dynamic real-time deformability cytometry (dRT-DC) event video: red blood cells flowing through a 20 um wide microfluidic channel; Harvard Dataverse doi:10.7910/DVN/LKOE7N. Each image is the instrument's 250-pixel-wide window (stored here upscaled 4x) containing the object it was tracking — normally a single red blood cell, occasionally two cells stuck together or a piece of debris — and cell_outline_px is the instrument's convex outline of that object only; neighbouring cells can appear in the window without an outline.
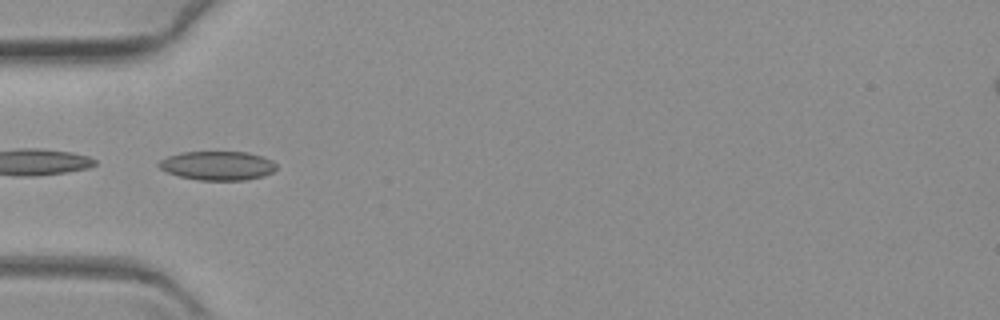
{"species": "common noctule bat (a hibernating species)", "species_latin": "Nyctalus noctula", "temperature_condition": "warm", "stored_images_in_passage": 37, "camera_frame_rate_fps": 3000, "um_per_image_px": 0.085, "animal": {"sex": "female", "body_mass_g": 19.3, "forearm_length_mm": 54.1}, "frame": {"image": 1, "passage_image": 20, "time_ms": 6.333, "image_size_px": [1000, 320], "cell_outline_px": [[276, 168], [272, 172], [264, 176], [244, 180], [200, 180], [180, 176], [168, 172], [160, 168], [156, 164], [160, 160], [168, 156], [180, 152], [248, 152], [264, 156], [272, 160], [276, 164]], "centroid_in_image_um": [18.51, 14.07], "position_along_channel_um": 66.5, "area_um2": 19.88}}
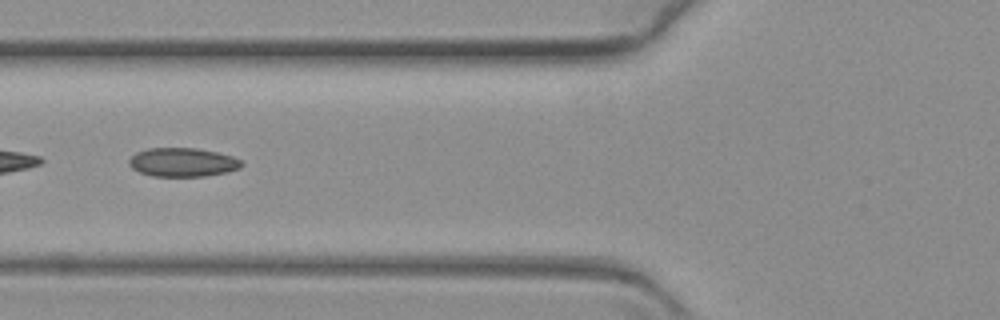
{"frame": {"image": 2, "passage_image": 24, "time_ms": 7.667, "image_size_px": [1000, 320], "cell_outline_px": [[244, 164], [240, 168], [228, 172], [204, 176], [152, 176], [140, 172], [132, 168], [128, 164], [128, 160], [136, 152], [148, 148], [196, 148], [216, 152], [232, 156], [240, 160]], "centroid_in_image_um": [15.52, 13.79], "position_along_channel_um": 110.3, "area_um2": 18.9}}